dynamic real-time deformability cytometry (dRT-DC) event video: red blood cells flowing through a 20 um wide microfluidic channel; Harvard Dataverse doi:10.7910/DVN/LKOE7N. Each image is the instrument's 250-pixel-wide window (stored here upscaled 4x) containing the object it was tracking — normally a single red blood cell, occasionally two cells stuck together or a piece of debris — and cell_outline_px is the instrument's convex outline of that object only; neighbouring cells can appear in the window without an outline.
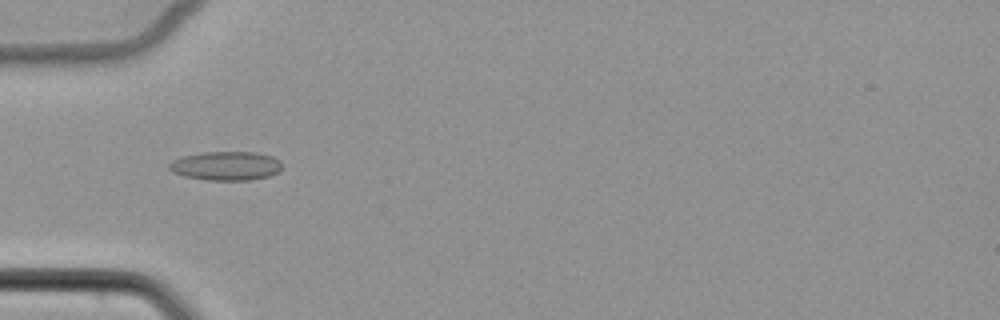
{"species": "common noctule bat (a hibernating species)", "species_latin": "Nyctalus noctula", "temperature_condition": "cold", "stored_images_in_passage": 53, "camera_frame_rate_fps": 3000, "um_per_image_px": 0.085, "animal": {"sex": "female", "body_mass_g": 22.7, "forearm_length_mm": 54.2}, "frame": {"image": 1, "passage_image": 18, "time_ms": 5.667, "image_size_px": [1000, 320], "cell_outline_px": [[280, 172], [268, 176], [248, 180], [208, 180], [184, 176], [172, 172], [168, 168], [168, 164], [172, 160], [184, 156], [200, 152], [256, 152], [272, 156], [280, 160]], "centroid_in_image_um": [19.19, 14.09], "position_along_channel_um": 65.8, "area_um2": 19.07}}
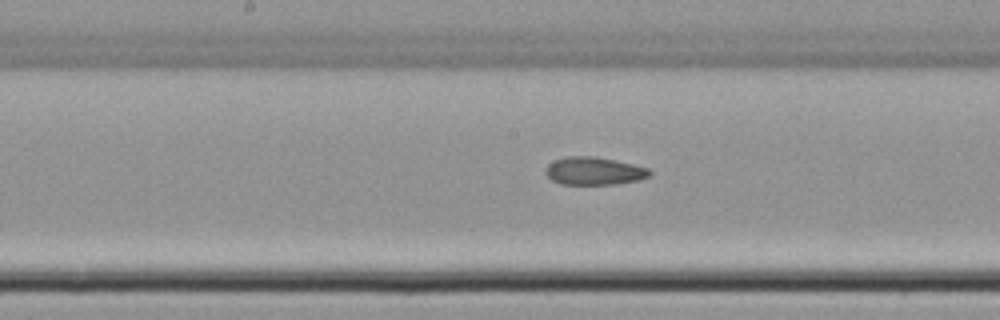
{"frame": {"image": 2, "passage_image": 28, "time_ms": 9.0, "image_size_px": [1000, 320], "cell_outline_px": [[652, 172], [648, 176], [640, 180], [616, 184], [560, 184], [552, 180], [544, 172], [544, 168], [548, 164], [556, 160], [568, 156], [596, 156], [632, 164], [648, 168]], "centroid_in_image_um": [50.48, 14.53], "position_along_channel_um": 197.7, "area_um2": 16.88}}
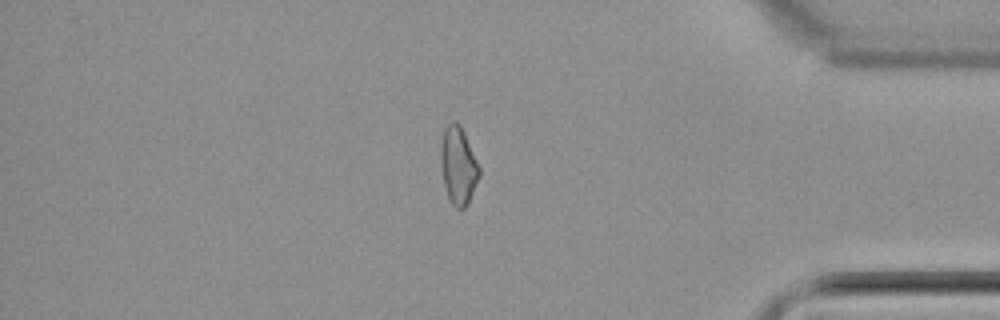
{"frame": {"image": 3, "passage_image": 45, "time_ms": 14.667, "image_size_px": [1000, 320], "cell_outline_px": [[480, 176], [464, 208], [460, 212], [452, 204], [448, 196], [444, 184], [440, 160], [440, 144], [444, 128], [452, 120], [456, 120], [460, 124], [464, 132], [480, 168]], "centroid_in_image_um": [38.93, 14.03], "position_along_channel_um": 396.3, "area_um2": 17.4}}